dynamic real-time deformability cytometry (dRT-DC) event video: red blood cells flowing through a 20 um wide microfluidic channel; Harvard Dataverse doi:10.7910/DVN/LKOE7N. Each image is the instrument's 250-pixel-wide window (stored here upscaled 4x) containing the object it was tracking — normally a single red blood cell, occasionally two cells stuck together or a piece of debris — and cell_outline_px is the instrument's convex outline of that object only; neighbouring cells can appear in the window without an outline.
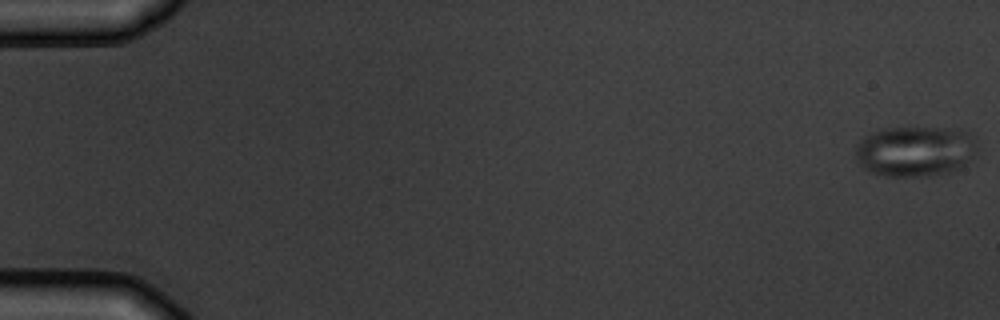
{"species": "common noctule bat (a hibernating species)", "species_latin": "Nyctalus noctula", "temperature_condition": "warm", "stored_images_in_passage": 3, "camera_frame_rate_fps": 3000, "um_per_image_px": 0.085, "animal": {"sex": "male", "body_mass_g": 19.5, "forearm_length_mm": 54.6}, "frame": {"image": 1, "passage_image": 1, "time_ms": 0.0, "image_size_px": [1000, 320], "cell_outline_px": [[980, 148], [976, 156], [952, 172], [932, 176], [888, 176], [872, 172], [864, 168], [860, 164], [856, 156], [856, 144], [864, 136], [880, 128], [960, 128], [968, 132], [976, 140]], "centroid_in_image_um": [77.85, 12.84], "position_along_channel_um": 7.1, "area_um2": 36.41}}